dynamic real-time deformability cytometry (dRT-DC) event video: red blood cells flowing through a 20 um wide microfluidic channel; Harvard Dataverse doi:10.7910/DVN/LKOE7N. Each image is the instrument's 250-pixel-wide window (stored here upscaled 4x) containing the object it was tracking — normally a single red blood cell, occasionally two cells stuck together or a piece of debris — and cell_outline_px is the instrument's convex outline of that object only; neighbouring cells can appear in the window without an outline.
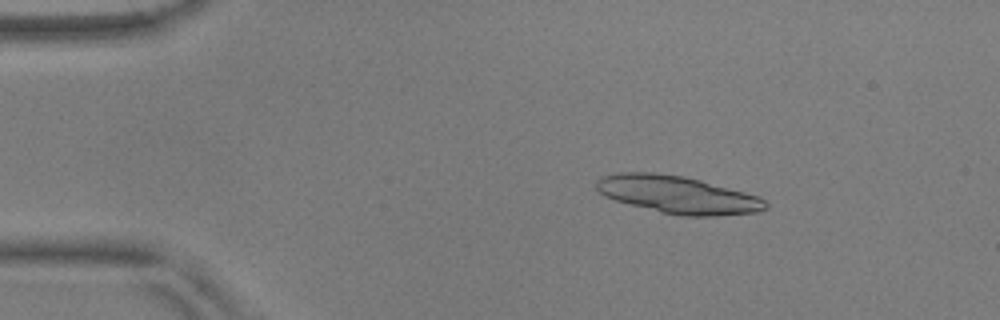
{"species": "common noctule bat (a hibernating species)", "species_latin": "Nyctalus noctula", "temperature_condition": "warm", "stored_images_in_passage": 54, "camera_frame_rate_fps": 3000, "um_per_image_px": 0.085, "animal": {"sex": "male", "body_mass_g": 17.9, "forearm_length_mm": 54.2}, "frame": {"image": 1, "passage_image": 9, "time_ms": 2.667, "image_size_px": [1000, 320], "cell_outline_px": [[768, 208], [756, 212], [716, 216], [680, 216], [660, 212], [616, 200], [604, 196], [596, 188], [596, 180], [600, 176], [616, 172], [656, 172], [684, 176], [700, 180], [760, 196], [768, 204]], "centroid_in_image_um": [57.59, 16.54], "position_along_channel_um": 27.4, "area_um2": 37.11}, "authors_computed_cell_mechanics": {"area_um2": 20.6924, "velocity_mm_per_s": 3.666, "shape_relaxation_time_tau1_ms": 8.6895, "shape_relaxation_time_tau2_ms": 3.4401, "deformation_change_tau1": 0.1812, "deformation_change_tau2": 0.1136}}